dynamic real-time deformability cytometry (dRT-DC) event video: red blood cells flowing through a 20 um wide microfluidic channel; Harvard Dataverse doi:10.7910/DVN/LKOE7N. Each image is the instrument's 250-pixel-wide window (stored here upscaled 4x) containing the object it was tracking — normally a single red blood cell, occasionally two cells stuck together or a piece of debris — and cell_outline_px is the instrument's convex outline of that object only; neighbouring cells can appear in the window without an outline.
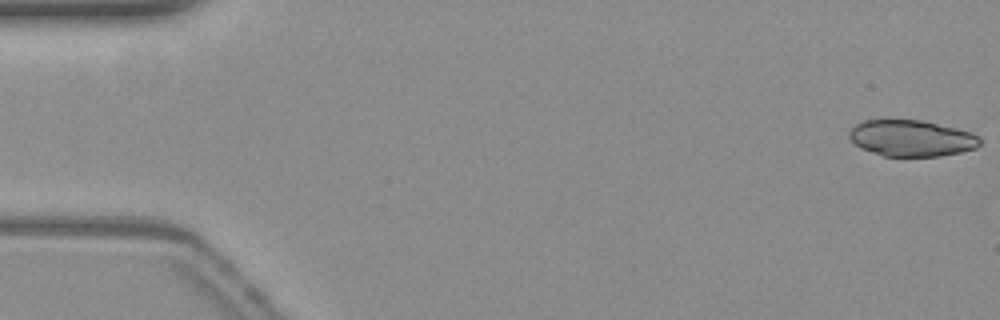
{"species": "common noctule bat (a hibernating species)", "species_latin": "Nyctalus noctula", "temperature_condition": "warm", "stored_images_in_passage": 47, "segment_of_instrument_passage": [1, 2], "camera_frame_rate_fps": 3000, "um_per_image_px": 0.085, "animal": {"sex": "female", "body_mass_g": 19.3, "forearm_length_mm": 54.1}, "frame": {"image": 1, "passage_image": 1, "time_ms": 0.0, "image_size_px": [1000, 320], "cell_outline_px": [[980, 144], [976, 148], [960, 152], [940, 156], [884, 156], [860, 148], [848, 136], [848, 132], [856, 124], [864, 120], [920, 120], [956, 128], [972, 132], [980, 140]], "centroid_in_image_um": [77.46, 11.75], "position_along_channel_um": 7.5, "area_um2": 27.46}}